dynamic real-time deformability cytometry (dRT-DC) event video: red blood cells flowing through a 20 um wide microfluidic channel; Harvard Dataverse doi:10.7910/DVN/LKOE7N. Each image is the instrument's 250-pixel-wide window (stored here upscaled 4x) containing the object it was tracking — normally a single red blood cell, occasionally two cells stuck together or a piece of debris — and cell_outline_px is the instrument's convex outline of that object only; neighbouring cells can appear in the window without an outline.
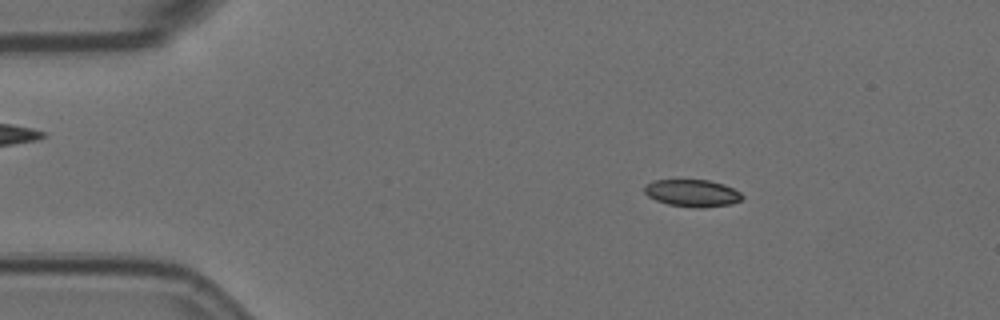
{"species": "Egyptian fruit bat (a non-hibernating species)", "species_latin": "Rousettus aegyptiacus", "temperature_condition": "room temperature", "stored_images_in_passage": 3, "camera_frame_rate_fps": 3000, "um_per_image_px": 0.085, "animal": {"sex": "female"}, "frame": {"image": 1, "passage_image": 2, "time_ms": 0.333, "image_size_px": [1000, 320], "cell_outline_px": [[744, 196], [740, 200], [732, 204], [704, 208], [696, 208], [668, 204], [656, 200], [648, 196], [644, 192], [644, 188], [648, 184], [656, 180], [708, 180], [724, 184], [740, 192]], "centroid_in_image_um": [58.88, 16.42], "position_along_channel_um": 26.1, "area_um2": 15.43}}